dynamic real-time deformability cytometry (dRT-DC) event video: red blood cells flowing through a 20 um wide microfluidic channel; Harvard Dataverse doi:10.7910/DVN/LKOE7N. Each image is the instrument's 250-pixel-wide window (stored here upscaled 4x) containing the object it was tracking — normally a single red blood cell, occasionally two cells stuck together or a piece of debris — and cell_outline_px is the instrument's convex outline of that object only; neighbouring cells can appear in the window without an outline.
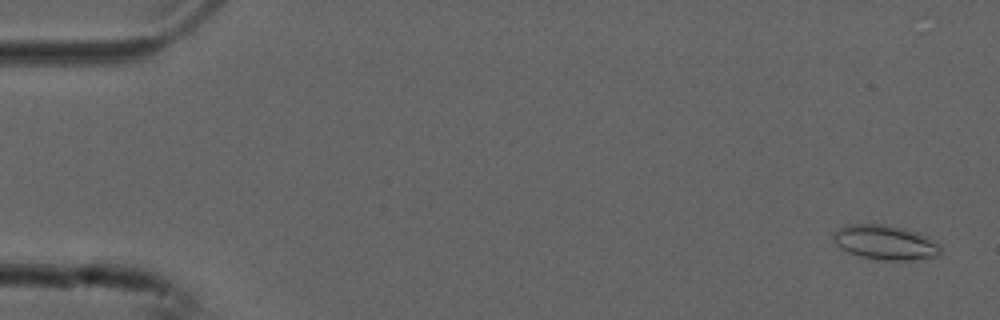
{"species": "common noctule bat (a hibernating species)", "species_latin": "Nyctalus noctula", "temperature_condition": "cold", "stored_images_in_passage": 27, "camera_frame_rate_fps": 3000, "um_per_image_px": 0.085, "animal": {"sex": "male", "forearm_length_mm": 52.5}, "frame": {"image": 1, "passage_image": 2, "time_ms": 0.333, "image_size_px": [1000, 320], "cell_outline_px": [[940, 256], [924, 260], [880, 260], [860, 256], [848, 252], [840, 248], [832, 240], [832, 232], [836, 228], [848, 224], [884, 224], [904, 228], [928, 236], [940, 244]], "centroid_in_image_um": [75.25, 20.61], "position_along_channel_um": 9.7, "area_um2": 22.14}}
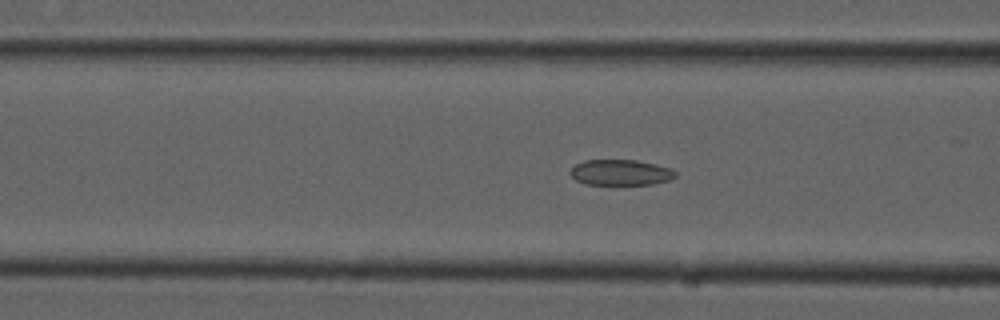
{"frame": {"image": 2, "passage_image": 21, "time_ms": 6.667, "image_size_px": [1000, 320], "cell_outline_px": [[676, 176], [668, 180], [652, 184], [584, 184], [576, 180], [568, 172], [576, 164], [584, 160], [636, 160], [656, 164], [672, 168], [676, 172]], "centroid_in_image_um": [52.75, 14.65], "position_along_channel_um": 113.9, "area_um2": 15.72}}
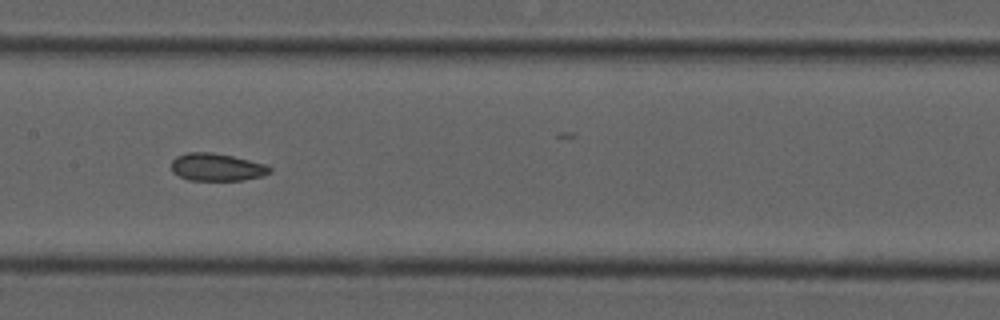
{"frame": {"image": 3, "passage_image": 27, "time_ms": 8.667, "image_size_px": [1000, 320], "cell_outline_px": [[272, 172], [264, 176], [244, 180], [188, 180], [172, 172], [172, 160], [176, 156], [188, 152], [212, 152], [232, 156], [264, 164], [272, 168]], "centroid_in_image_um": [18.43, 14.21], "position_along_channel_um": 189.0, "area_um2": 15.84}}